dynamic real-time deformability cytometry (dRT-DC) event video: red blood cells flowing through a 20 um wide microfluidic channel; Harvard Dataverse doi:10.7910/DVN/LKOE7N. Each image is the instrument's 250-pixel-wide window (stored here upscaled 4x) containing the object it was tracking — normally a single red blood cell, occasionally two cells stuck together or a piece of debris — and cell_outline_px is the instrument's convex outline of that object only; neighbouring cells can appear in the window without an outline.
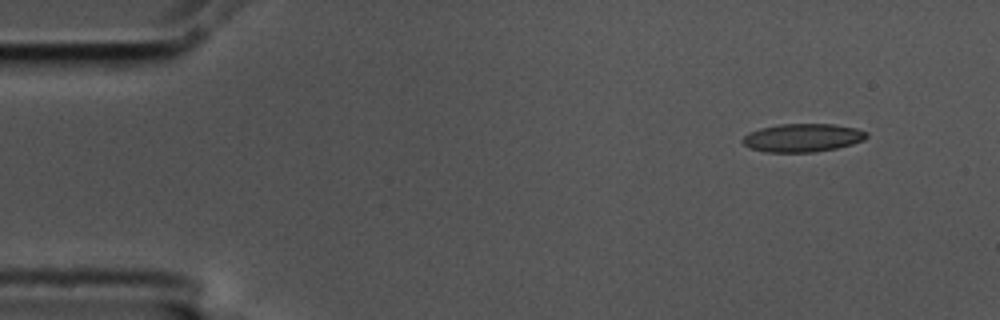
{"species": "common noctule bat (a hibernating species)", "species_latin": "Nyctalus noctula", "temperature_condition": "cold", "stored_images_in_passage": 3, "camera_frame_rate_fps": 3000, "um_per_image_px": 0.085, "animal": {"sex": "male", "body_mass_g": 17.5, "forearm_length_mm": 52.3}, "frame": {"image": 1, "passage_image": 1, "time_ms": 0.0, "image_size_px": [1000, 320], "cell_outline_px": [[868, 136], [864, 140], [852, 144], [836, 148], [816, 152], [764, 152], [752, 148], [744, 144], [740, 140], [748, 132], [760, 128], [780, 124], [836, 124], [856, 128], [868, 132]], "centroid_in_image_um": [68.23, 11.7], "position_along_channel_um": 16.8, "area_um2": 20.52}}